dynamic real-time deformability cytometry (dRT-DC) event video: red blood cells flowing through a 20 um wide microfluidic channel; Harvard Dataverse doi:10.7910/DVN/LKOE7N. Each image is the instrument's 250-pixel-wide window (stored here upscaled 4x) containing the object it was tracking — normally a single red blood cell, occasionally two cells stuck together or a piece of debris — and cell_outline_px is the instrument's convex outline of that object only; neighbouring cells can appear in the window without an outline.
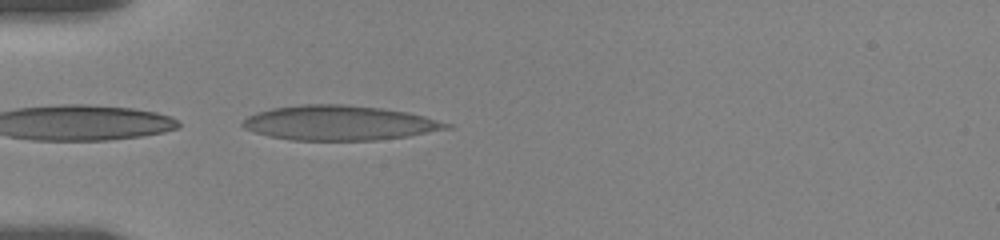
{"species": "human", "species_latin": "Homo sapiens", "temperature_condition": "room temperature", "stored_images_in_passage": 8, "camera_frame_rate_fps": 3000, "um_per_image_px": 0.085, "donor": {"sex": "female"}, "frame": {"image": 1, "passage_image": 1, "time_ms": 0.0, "image_size_px": [1000, 240], "cell_outline_px": [[456, 128], [408, 136], [376, 140], [288, 140], [268, 136], [244, 128], [240, 124], [248, 116], [256, 112], [272, 108], [300, 104], [348, 104], [380, 108], [408, 112], [424, 116], [452, 124]], "centroid_in_image_um": [28.88, 10.45], "position_along_channel_um": 56.1, "area_um2": 41.56}}
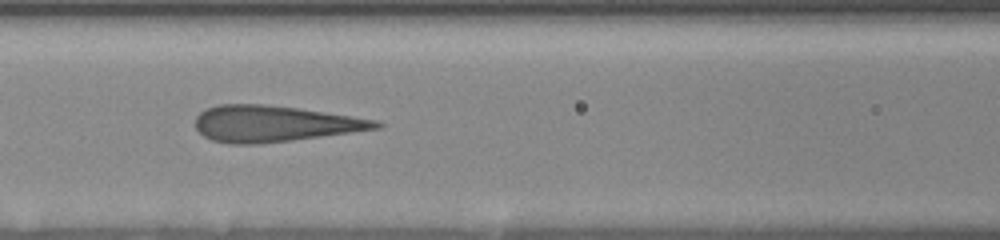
{"frame": {"image": 2, "passage_image": 6, "time_ms": 2.667, "image_size_px": [1000, 240], "cell_outline_px": [[384, 124], [380, 128], [292, 140], [260, 144], [228, 144], [212, 140], [204, 136], [196, 128], [196, 116], [200, 112], [208, 108], [220, 104], [264, 104], [300, 108], [376, 120]], "centroid_in_image_um": [23.28, 10.51], "position_along_channel_um": 143.3, "area_um2": 37.86}}
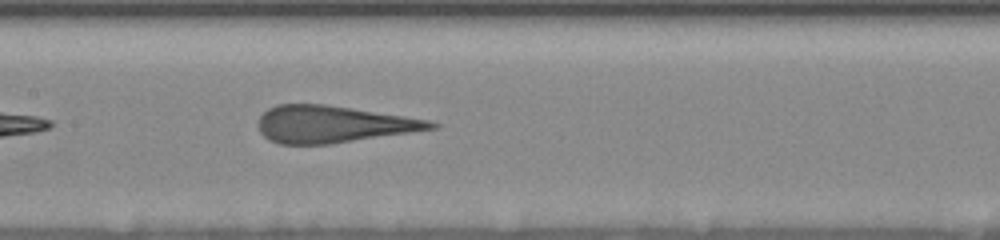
{"frame": {"image": 3, "passage_image": 8, "time_ms": 3.667, "image_size_px": [1000, 240], "cell_outline_px": [[440, 124], [436, 128], [328, 144], [280, 144], [264, 136], [260, 132], [256, 124], [260, 116], [268, 108], [276, 104], [324, 104], [352, 108], [428, 120]], "centroid_in_image_um": [28.23, 10.55], "position_along_channel_um": 179.2, "area_um2": 36.7}}